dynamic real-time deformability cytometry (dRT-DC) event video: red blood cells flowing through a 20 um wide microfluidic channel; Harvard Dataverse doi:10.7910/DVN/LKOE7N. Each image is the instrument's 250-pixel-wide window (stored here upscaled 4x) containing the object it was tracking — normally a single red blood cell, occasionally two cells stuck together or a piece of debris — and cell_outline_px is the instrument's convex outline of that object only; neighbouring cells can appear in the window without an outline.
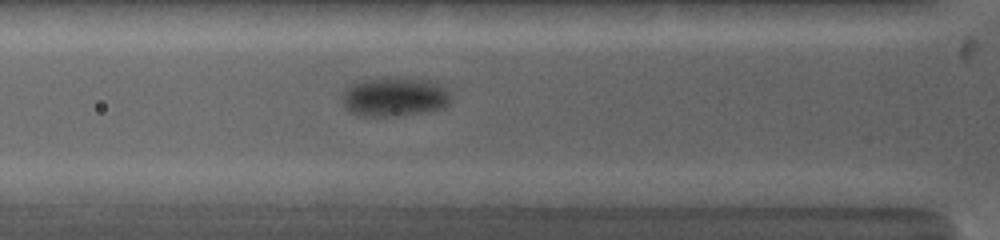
{"species": "common noctule bat (a hibernating species)", "species_latin": "Nyctalus noctula", "temperature_condition": "warm", "stored_images_in_passage": 28, "camera_frame_rate_fps": 5000, "um_per_image_px": 0.085, "animal": {"sex": "female", "body_mass_g": 19.0, "forearm_length_mm": 53.3}, "frame": {"image": 1, "passage_image": 7, "time_ms": 3.6, "image_size_px": [1000, 240], "cell_outline_px": [[452, 100], [444, 108], [432, 112], [396, 116], [360, 116], [348, 112], [344, 108], [340, 100], [340, 96], [344, 88], [356, 80], [384, 76], [396, 76], [428, 80], [440, 84], [452, 92]], "centroid_in_image_um": [33.5, 8.21], "position_along_channel_um": 92.3, "area_um2": 26.36}}
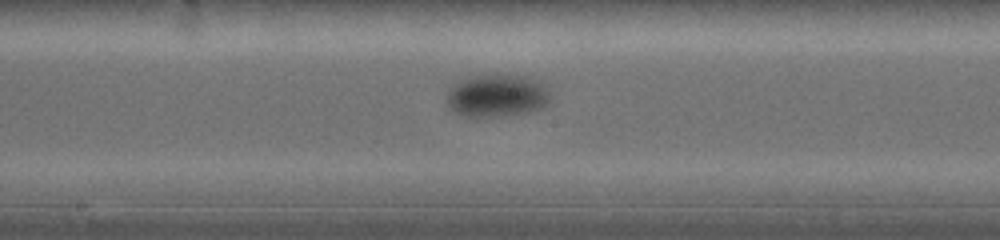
{"frame": {"image": 2, "passage_image": 12, "time_ms": 6.6, "image_size_px": [1000, 240], "cell_outline_px": [[548, 104], [544, 108], [532, 112], [504, 116], [464, 116], [452, 112], [448, 104], [448, 92], [460, 80], [468, 76], [488, 72], [516, 72], [532, 76], [544, 80], [548, 88]], "centroid_in_image_um": [42.34, 8.05], "position_along_channel_um": 205.9, "area_um2": 27.22}}
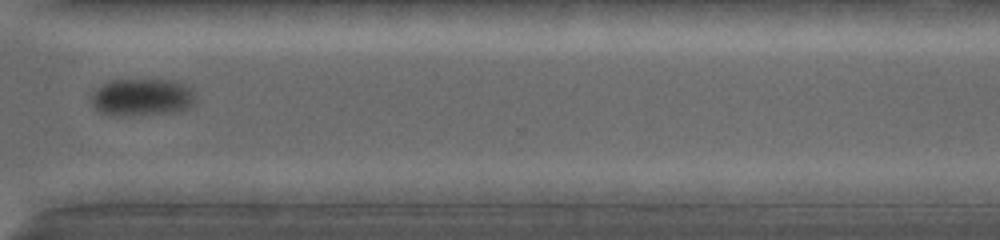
{"frame": {"image": 3, "passage_image": 18, "time_ms": 10.6, "image_size_px": [1000, 240], "cell_outline_px": [[196, 100], [188, 108], [180, 112], [140, 116], [128, 116], [100, 112], [88, 100], [88, 96], [96, 88], [112, 80], [180, 80], [192, 84]], "centroid_in_image_um": [12.14, 8.26], "position_along_channel_um": 358.5, "area_um2": 23.52}, "authors_computed_cell_mechanics": {"area_um2": 23.409, "velocity_mm_per_s": 3.7996, "shape_relaxation_time_tau1_ms": 2.4967, "shape_relaxation_time_tau2_ms": null, "deformation_change_tau1": 0.0931, "deformation_change_tau2": null}}